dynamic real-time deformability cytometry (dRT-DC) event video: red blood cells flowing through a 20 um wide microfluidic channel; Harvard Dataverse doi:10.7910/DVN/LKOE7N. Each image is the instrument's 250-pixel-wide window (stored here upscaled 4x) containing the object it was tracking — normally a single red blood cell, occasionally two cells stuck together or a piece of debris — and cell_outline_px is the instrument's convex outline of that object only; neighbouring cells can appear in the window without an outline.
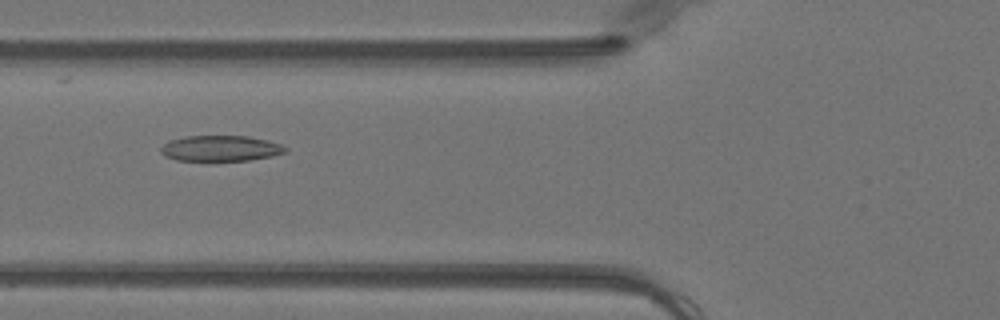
{"species": "Egyptian fruit bat (a non-hibernating species)", "species_latin": "Rousettus aegyptiacus", "temperature_condition": "warm", "stored_images_in_passage": 51, "camera_frame_rate_fps": 3000, "um_per_image_px": 0.085, "animal": {"sex": "female"}, "frame": {"image": 1, "passage_image": 20, "time_ms": 6.333, "image_size_px": [1000, 320], "cell_outline_px": [[288, 152], [272, 156], [248, 160], [176, 160], [164, 156], [160, 152], [160, 148], [164, 144], [172, 140], [188, 136], [248, 136], [268, 140], [280, 144], [288, 148]], "centroid_in_image_um": [18.78, 12.61], "position_along_channel_um": 107.0, "area_um2": 18.55}}
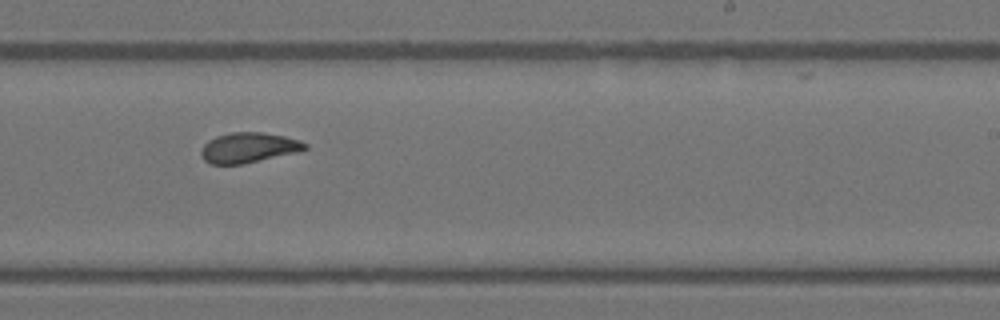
{"frame": {"image": 2, "passage_image": 32, "time_ms": 10.333, "image_size_px": [1000, 320], "cell_outline_px": [[308, 148], [300, 152], [244, 164], [208, 164], [200, 156], [200, 152], [204, 144], [208, 140], [216, 136], [232, 132], [260, 132], [284, 136], [300, 140], [308, 144]], "centroid_in_image_um": [21.14, 12.56], "position_along_channel_um": 267.9, "area_um2": 18.55}}
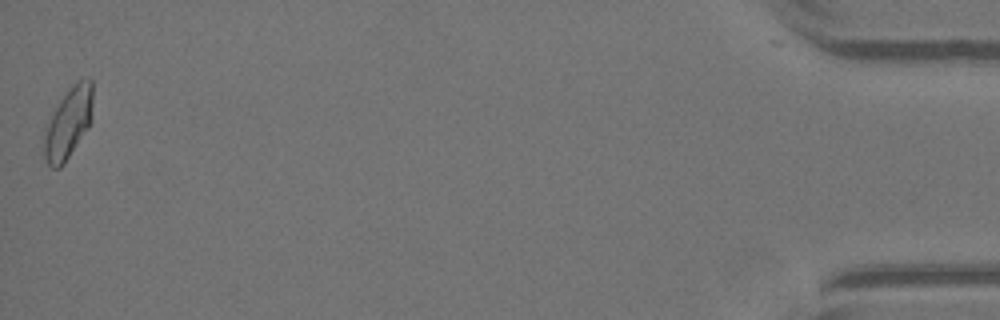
{"frame": {"image": 3, "passage_image": 51, "time_ms": 16.667, "image_size_px": [1000, 320], "cell_outline_px": [[92, 116], [88, 128], [64, 164], [60, 168], [52, 168], [44, 160], [44, 128], [52, 112], [68, 88], [76, 80], [92, 80]], "centroid_in_image_um": [5.79, 10.47], "position_along_channel_um": 429.4, "area_um2": 20.23}, "authors_computed_cell_mechanics": {"area_um2": 19.0162, "velocity_mm_per_s": 4.026, "shape_relaxation_time_tau1_ms": 4.234, "shape_relaxation_time_tau2_ms": 1.9509, "deformation_change_tau1": 0.1569, "deformation_change_tau2": 0.084}}